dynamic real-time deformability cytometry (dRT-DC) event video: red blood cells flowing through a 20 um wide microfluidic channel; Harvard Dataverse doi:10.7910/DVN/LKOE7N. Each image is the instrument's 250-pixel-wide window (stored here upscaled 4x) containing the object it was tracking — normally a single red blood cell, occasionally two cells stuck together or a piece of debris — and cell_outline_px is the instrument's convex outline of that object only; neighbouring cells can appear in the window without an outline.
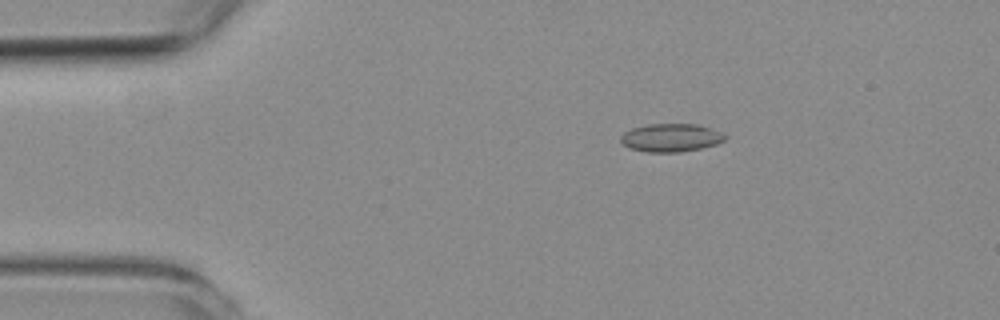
{"species": "common noctule bat (a hibernating species)", "species_latin": "Nyctalus noctula", "temperature_condition": "room temperature", "stored_images_in_passage": 46, "camera_frame_rate_fps": 3000, "um_per_image_px": 0.085, "animal": {"sex": "female", "body_mass_g": 19.3, "forearm_length_mm": 54.1}, "frame": {"image": 1, "passage_image": 1, "time_ms": 0.0, "image_size_px": [1000, 320], "cell_outline_px": [[728, 136], [724, 140], [716, 144], [700, 148], [680, 152], [648, 152], [628, 148], [620, 140], [620, 136], [624, 132], [632, 128], [648, 124], [696, 124], [724, 132]], "centroid_in_image_um": [57.04, 11.7], "position_along_channel_um": 28.0, "area_um2": 17.17}}
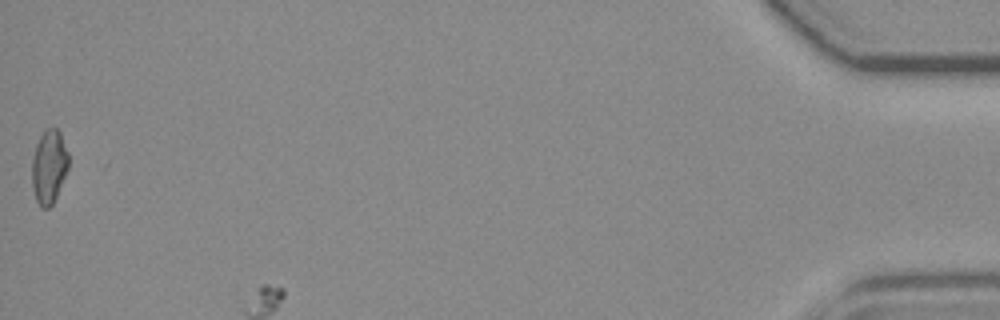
{"frame": {"image": 2, "passage_image": 46, "time_ms": 15.0, "image_size_px": [1000, 320], "cell_outline_px": [[68, 168], [56, 196], [52, 204], [48, 208], [40, 208], [36, 200], [32, 188], [32, 160], [36, 144], [40, 136], [48, 128], [56, 128], [60, 132], [68, 152]], "centroid_in_image_um": [4.15, 14.18], "position_along_channel_um": 431.0, "area_um2": 15.61}}